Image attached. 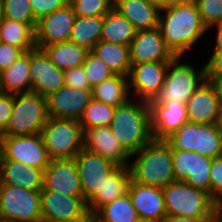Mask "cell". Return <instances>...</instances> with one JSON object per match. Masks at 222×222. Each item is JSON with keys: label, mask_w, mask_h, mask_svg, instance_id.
Here are the masks:
<instances>
[{"label": "cell", "mask_w": 222, "mask_h": 222, "mask_svg": "<svg viewBox=\"0 0 222 222\" xmlns=\"http://www.w3.org/2000/svg\"><path fill=\"white\" fill-rule=\"evenodd\" d=\"M158 28L166 46L181 57L207 32L195 0H182L161 9Z\"/></svg>", "instance_id": "6da1fadb"}, {"label": "cell", "mask_w": 222, "mask_h": 222, "mask_svg": "<svg viewBox=\"0 0 222 222\" xmlns=\"http://www.w3.org/2000/svg\"><path fill=\"white\" fill-rule=\"evenodd\" d=\"M132 99L116 107L109 125L115 137L130 155L138 152L153 139L149 104L138 100L137 97V101Z\"/></svg>", "instance_id": "7a4b0ae2"}, {"label": "cell", "mask_w": 222, "mask_h": 222, "mask_svg": "<svg viewBox=\"0 0 222 222\" xmlns=\"http://www.w3.org/2000/svg\"><path fill=\"white\" fill-rule=\"evenodd\" d=\"M134 156L136 160L128 165L132 181L160 188L175 181L172 151L163 140L152 139L130 158Z\"/></svg>", "instance_id": "3957f363"}, {"label": "cell", "mask_w": 222, "mask_h": 222, "mask_svg": "<svg viewBox=\"0 0 222 222\" xmlns=\"http://www.w3.org/2000/svg\"><path fill=\"white\" fill-rule=\"evenodd\" d=\"M162 189L166 216L215 218L219 204L206 191L184 181H173Z\"/></svg>", "instance_id": "277c9868"}, {"label": "cell", "mask_w": 222, "mask_h": 222, "mask_svg": "<svg viewBox=\"0 0 222 222\" xmlns=\"http://www.w3.org/2000/svg\"><path fill=\"white\" fill-rule=\"evenodd\" d=\"M48 118L46 97L36 92L13 94L12 114L2 136L41 134Z\"/></svg>", "instance_id": "5b68a950"}, {"label": "cell", "mask_w": 222, "mask_h": 222, "mask_svg": "<svg viewBox=\"0 0 222 222\" xmlns=\"http://www.w3.org/2000/svg\"><path fill=\"white\" fill-rule=\"evenodd\" d=\"M163 141L171 151H194L212 159L222 153V136L217 124L187 122Z\"/></svg>", "instance_id": "8992f818"}, {"label": "cell", "mask_w": 222, "mask_h": 222, "mask_svg": "<svg viewBox=\"0 0 222 222\" xmlns=\"http://www.w3.org/2000/svg\"><path fill=\"white\" fill-rule=\"evenodd\" d=\"M83 134L79 120L49 117L41 136L51 160L70 159L83 148Z\"/></svg>", "instance_id": "52a82bcc"}, {"label": "cell", "mask_w": 222, "mask_h": 222, "mask_svg": "<svg viewBox=\"0 0 222 222\" xmlns=\"http://www.w3.org/2000/svg\"><path fill=\"white\" fill-rule=\"evenodd\" d=\"M181 56H175L168 64L164 84L159 95L150 102L175 101L186 103L195 91L207 80L206 68L194 69L190 64L181 63Z\"/></svg>", "instance_id": "ba28073f"}, {"label": "cell", "mask_w": 222, "mask_h": 222, "mask_svg": "<svg viewBox=\"0 0 222 222\" xmlns=\"http://www.w3.org/2000/svg\"><path fill=\"white\" fill-rule=\"evenodd\" d=\"M0 218L10 222H42L40 191L0 184Z\"/></svg>", "instance_id": "9c48e42d"}, {"label": "cell", "mask_w": 222, "mask_h": 222, "mask_svg": "<svg viewBox=\"0 0 222 222\" xmlns=\"http://www.w3.org/2000/svg\"><path fill=\"white\" fill-rule=\"evenodd\" d=\"M42 222H91L83 196H66L55 191H40Z\"/></svg>", "instance_id": "30bf717a"}, {"label": "cell", "mask_w": 222, "mask_h": 222, "mask_svg": "<svg viewBox=\"0 0 222 222\" xmlns=\"http://www.w3.org/2000/svg\"><path fill=\"white\" fill-rule=\"evenodd\" d=\"M212 158L194 151H172L175 181H184L191 187L210 195V168Z\"/></svg>", "instance_id": "8fae6325"}, {"label": "cell", "mask_w": 222, "mask_h": 222, "mask_svg": "<svg viewBox=\"0 0 222 222\" xmlns=\"http://www.w3.org/2000/svg\"><path fill=\"white\" fill-rule=\"evenodd\" d=\"M4 159L44 170L51 161L41 134L3 136Z\"/></svg>", "instance_id": "7c38bea8"}, {"label": "cell", "mask_w": 222, "mask_h": 222, "mask_svg": "<svg viewBox=\"0 0 222 222\" xmlns=\"http://www.w3.org/2000/svg\"><path fill=\"white\" fill-rule=\"evenodd\" d=\"M83 197L88 201L118 167L102 156L82 148L74 157Z\"/></svg>", "instance_id": "4fadbf2b"}, {"label": "cell", "mask_w": 222, "mask_h": 222, "mask_svg": "<svg viewBox=\"0 0 222 222\" xmlns=\"http://www.w3.org/2000/svg\"><path fill=\"white\" fill-rule=\"evenodd\" d=\"M169 62H147L131 66L129 90L138 100L149 103L156 99L164 84ZM131 87H133L131 89Z\"/></svg>", "instance_id": "5bb4252c"}, {"label": "cell", "mask_w": 222, "mask_h": 222, "mask_svg": "<svg viewBox=\"0 0 222 222\" xmlns=\"http://www.w3.org/2000/svg\"><path fill=\"white\" fill-rule=\"evenodd\" d=\"M76 14L68 3L64 7L42 17L35 29L36 47L52 45L69 40Z\"/></svg>", "instance_id": "9a60e30c"}, {"label": "cell", "mask_w": 222, "mask_h": 222, "mask_svg": "<svg viewBox=\"0 0 222 222\" xmlns=\"http://www.w3.org/2000/svg\"><path fill=\"white\" fill-rule=\"evenodd\" d=\"M41 191H55L66 196H83L74 158L51 160L44 169Z\"/></svg>", "instance_id": "2e32d148"}, {"label": "cell", "mask_w": 222, "mask_h": 222, "mask_svg": "<svg viewBox=\"0 0 222 222\" xmlns=\"http://www.w3.org/2000/svg\"><path fill=\"white\" fill-rule=\"evenodd\" d=\"M32 92L44 97L64 86V72L57 68L42 48L30 50Z\"/></svg>", "instance_id": "e0dca14e"}, {"label": "cell", "mask_w": 222, "mask_h": 222, "mask_svg": "<svg viewBox=\"0 0 222 222\" xmlns=\"http://www.w3.org/2000/svg\"><path fill=\"white\" fill-rule=\"evenodd\" d=\"M92 99L91 90L64 85L46 97L48 115L53 118L80 120Z\"/></svg>", "instance_id": "ac0fdd59"}, {"label": "cell", "mask_w": 222, "mask_h": 222, "mask_svg": "<svg viewBox=\"0 0 222 222\" xmlns=\"http://www.w3.org/2000/svg\"><path fill=\"white\" fill-rule=\"evenodd\" d=\"M131 63L170 62L175 55L166 46L160 29L136 31L130 44Z\"/></svg>", "instance_id": "d6986e66"}, {"label": "cell", "mask_w": 222, "mask_h": 222, "mask_svg": "<svg viewBox=\"0 0 222 222\" xmlns=\"http://www.w3.org/2000/svg\"><path fill=\"white\" fill-rule=\"evenodd\" d=\"M83 148L94 152L118 166H128L131 155L122 147L110 126L85 128Z\"/></svg>", "instance_id": "ffe728a7"}, {"label": "cell", "mask_w": 222, "mask_h": 222, "mask_svg": "<svg viewBox=\"0 0 222 222\" xmlns=\"http://www.w3.org/2000/svg\"><path fill=\"white\" fill-rule=\"evenodd\" d=\"M153 139L163 140L189 122L186 103L149 102Z\"/></svg>", "instance_id": "44dd1931"}, {"label": "cell", "mask_w": 222, "mask_h": 222, "mask_svg": "<svg viewBox=\"0 0 222 222\" xmlns=\"http://www.w3.org/2000/svg\"><path fill=\"white\" fill-rule=\"evenodd\" d=\"M186 107L189 122L217 124L222 108L213 82L206 80L187 100Z\"/></svg>", "instance_id": "7402d4cb"}, {"label": "cell", "mask_w": 222, "mask_h": 222, "mask_svg": "<svg viewBox=\"0 0 222 222\" xmlns=\"http://www.w3.org/2000/svg\"><path fill=\"white\" fill-rule=\"evenodd\" d=\"M127 193L140 219L163 222L166 210L162 188L130 180Z\"/></svg>", "instance_id": "603a6c76"}, {"label": "cell", "mask_w": 222, "mask_h": 222, "mask_svg": "<svg viewBox=\"0 0 222 222\" xmlns=\"http://www.w3.org/2000/svg\"><path fill=\"white\" fill-rule=\"evenodd\" d=\"M131 173L128 166H118L105 180L102 186L87 201L91 217L104 205L122 197L128 192Z\"/></svg>", "instance_id": "cb8c5ba5"}, {"label": "cell", "mask_w": 222, "mask_h": 222, "mask_svg": "<svg viewBox=\"0 0 222 222\" xmlns=\"http://www.w3.org/2000/svg\"><path fill=\"white\" fill-rule=\"evenodd\" d=\"M44 170L27 166L13 160H3L0 170V184L23 187L28 190L41 191Z\"/></svg>", "instance_id": "d4e9b609"}, {"label": "cell", "mask_w": 222, "mask_h": 222, "mask_svg": "<svg viewBox=\"0 0 222 222\" xmlns=\"http://www.w3.org/2000/svg\"><path fill=\"white\" fill-rule=\"evenodd\" d=\"M136 31L158 27L160 9L148 0H121L113 6Z\"/></svg>", "instance_id": "484cf974"}, {"label": "cell", "mask_w": 222, "mask_h": 222, "mask_svg": "<svg viewBox=\"0 0 222 222\" xmlns=\"http://www.w3.org/2000/svg\"><path fill=\"white\" fill-rule=\"evenodd\" d=\"M0 92L8 94L32 92L30 50L21 55L9 68L0 72Z\"/></svg>", "instance_id": "4316f807"}, {"label": "cell", "mask_w": 222, "mask_h": 222, "mask_svg": "<svg viewBox=\"0 0 222 222\" xmlns=\"http://www.w3.org/2000/svg\"><path fill=\"white\" fill-rule=\"evenodd\" d=\"M114 74L128 77L131 70L130 46L107 41H98L91 50Z\"/></svg>", "instance_id": "83f0119b"}, {"label": "cell", "mask_w": 222, "mask_h": 222, "mask_svg": "<svg viewBox=\"0 0 222 222\" xmlns=\"http://www.w3.org/2000/svg\"><path fill=\"white\" fill-rule=\"evenodd\" d=\"M92 98L112 107L125 104L131 98L128 77L115 74L92 88Z\"/></svg>", "instance_id": "f1b7e54d"}, {"label": "cell", "mask_w": 222, "mask_h": 222, "mask_svg": "<svg viewBox=\"0 0 222 222\" xmlns=\"http://www.w3.org/2000/svg\"><path fill=\"white\" fill-rule=\"evenodd\" d=\"M42 49L48 55L50 61L62 71L81 66L89 52L85 47L78 46L69 40L43 46Z\"/></svg>", "instance_id": "f546056e"}, {"label": "cell", "mask_w": 222, "mask_h": 222, "mask_svg": "<svg viewBox=\"0 0 222 222\" xmlns=\"http://www.w3.org/2000/svg\"><path fill=\"white\" fill-rule=\"evenodd\" d=\"M135 34L133 25L115 9L104 15L100 40L130 46Z\"/></svg>", "instance_id": "4dcf8cb0"}, {"label": "cell", "mask_w": 222, "mask_h": 222, "mask_svg": "<svg viewBox=\"0 0 222 222\" xmlns=\"http://www.w3.org/2000/svg\"><path fill=\"white\" fill-rule=\"evenodd\" d=\"M104 16H77L70 32L69 41L91 51L100 41Z\"/></svg>", "instance_id": "1f68e13d"}, {"label": "cell", "mask_w": 222, "mask_h": 222, "mask_svg": "<svg viewBox=\"0 0 222 222\" xmlns=\"http://www.w3.org/2000/svg\"><path fill=\"white\" fill-rule=\"evenodd\" d=\"M0 41L27 52L36 47L35 30L28 23L4 18L0 22Z\"/></svg>", "instance_id": "d6a6232c"}, {"label": "cell", "mask_w": 222, "mask_h": 222, "mask_svg": "<svg viewBox=\"0 0 222 222\" xmlns=\"http://www.w3.org/2000/svg\"><path fill=\"white\" fill-rule=\"evenodd\" d=\"M139 216L126 193L102 206L92 217L91 222H137Z\"/></svg>", "instance_id": "836d02e7"}, {"label": "cell", "mask_w": 222, "mask_h": 222, "mask_svg": "<svg viewBox=\"0 0 222 222\" xmlns=\"http://www.w3.org/2000/svg\"><path fill=\"white\" fill-rule=\"evenodd\" d=\"M116 108L92 99L85 108L79 123L82 129L109 126Z\"/></svg>", "instance_id": "e575fe53"}, {"label": "cell", "mask_w": 222, "mask_h": 222, "mask_svg": "<svg viewBox=\"0 0 222 222\" xmlns=\"http://www.w3.org/2000/svg\"><path fill=\"white\" fill-rule=\"evenodd\" d=\"M4 18L28 23L34 30L37 20L34 18L30 0H3Z\"/></svg>", "instance_id": "d590c367"}, {"label": "cell", "mask_w": 222, "mask_h": 222, "mask_svg": "<svg viewBox=\"0 0 222 222\" xmlns=\"http://www.w3.org/2000/svg\"><path fill=\"white\" fill-rule=\"evenodd\" d=\"M86 77L88 78L91 88L95 87L103 80L114 76V72L94 53L89 51L85 61L82 64Z\"/></svg>", "instance_id": "8d00e7d4"}, {"label": "cell", "mask_w": 222, "mask_h": 222, "mask_svg": "<svg viewBox=\"0 0 222 222\" xmlns=\"http://www.w3.org/2000/svg\"><path fill=\"white\" fill-rule=\"evenodd\" d=\"M76 16H104L113 6L108 0H69Z\"/></svg>", "instance_id": "74e56055"}, {"label": "cell", "mask_w": 222, "mask_h": 222, "mask_svg": "<svg viewBox=\"0 0 222 222\" xmlns=\"http://www.w3.org/2000/svg\"><path fill=\"white\" fill-rule=\"evenodd\" d=\"M195 2L207 29L222 21V0H195Z\"/></svg>", "instance_id": "f35d334b"}, {"label": "cell", "mask_w": 222, "mask_h": 222, "mask_svg": "<svg viewBox=\"0 0 222 222\" xmlns=\"http://www.w3.org/2000/svg\"><path fill=\"white\" fill-rule=\"evenodd\" d=\"M210 196L222 203V157L212 159L210 168Z\"/></svg>", "instance_id": "ab89813d"}, {"label": "cell", "mask_w": 222, "mask_h": 222, "mask_svg": "<svg viewBox=\"0 0 222 222\" xmlns=\"http://www.w3.org/2000/svg\"><path fill=\"white\" fill-rule=\"evenodd\" d=\"M63 72L65 86L83 90H92L90 82L86 77V73L82 65L67 69Z\"/></svg>", "instance_id": "60d3db41"}, {"label": "cell", "mask_w": 222, "mask_h": 222, "mask_svg": "<svg viewBox=\"0 0 222 222\" xmlns=\"http://www.w3.org/2000/svg\"><path fill=\"white\" fill-rule=\"evenodd\" d=\"M68 3L69 0H30L33 15L37 21Z\"/></svg>", "instance_id": "b9f144b4"}, {"label": "cell", "mask_w": 222, "mask_h": 222, "mask_svg": "<svg viewBox=\"0 0 222 222\" xmlns=\"http://www.w3.org/2000/svg\"><path fill=\"white\" fill-rule=\"evenodd\" d=\"M25 52L16 46L0 43V72L9 68Z\"/></svg>", "instance_id": "7bdbcfd3"}, {"label": "cell", "mask_w": 222, "mask_h": 222, "mask_svg": "<svg viewBox=\"0 0 222 222\" xmlns=\"http://www.w3.org/2000/svg\"><path fill=\"white\" fill-rule=\"evenodd\" d=\"M205 64L207 80H222V50H214Z\"/></svg>", "instance_id": "ee69618b"}, {"label": "cell", "mask_w": 222, "mask_h": 222, "mask_svg": "<svg viewBox=\"0 0 222 222\" xmlns=\"http://www.w3.org/2000/svg\"><path fill=\"white\" fill-rule=\"evenodd\" d=\"M13 94L0 92V134L6 130L12 114Z\"/></svg>", "instance_id": "f6af8a7d"}, {"label": "cell", "mask_w": 222, "mask_h": 222, "mask_svg": "<svg viewBox=\"0 0 222 222\" xmlns=\"http://www.w3.org/2000/svg\"><path fill=\"white\" fill-rule=\"evenodd\" d=\"M163 222H215V218H187L177 216H166Z\"/></svg>", "instance_id": "bcb514c9"}, {"label": "cell", "mask_w": 222, "mask_h": 222, "mask_svg": "<svg viewBox=\"0 0 222 222\" xmlns=\"http://www.w3.org/2000/svg\"><path fill=\"white\" fill-rule=\"evenodd\" d=\"M213 27H216V44H215V49L214 50H222V21L211 26L210 28L207 29V32L210 31Z\"/></svg>", "instance_id": "7dc6e473"}, {"label": "cell", "mask_w": 222, "mask_h": 222, "mask_svg": "<svg viewBox=\"0 0 222 222\" xmlns=\"http://www.w3.org/2000/svg\"><path fill=\"white\" fill-rule=\"evenodd\" d=\"M148 1L157 6L161 10L166 7L174 6L182 0H148Z\"/></svg>", "instance_id": "c3c4849f"}, {"label": "cell", "mask_w": 222, "mask_h": 222, "mask_svg": "<svg viewBox=\"0 0 222 222\" xmlns=\"http://www.w3.org/2000/svg\"><path fill=\"white\" fill-rule=\"evenodd\" d=\"M207 81L213 82V84L215 85L217 92H218L220 105L222 108V80H207Z\"/></svg>", "instance_id": "681fc988"}, {"label": "cell", "mask_w": 222, "mask_h": 222, "mask_svg": "<svg viewBox=\"0 0 222 222\" xmlns=\"http://www.w3.org/2000/svg\"><path fill=\"white\" fill-rule=\"evenodd\" d=\"M4 159V142H3V136L0 134V170H1V165L3 163Z\"/></svg>", "instance_id": "f907efd6"}, {"label": "cell", "mask_w": 222, "mask_h": 222, "mask_svg": "<svg viewBox=\"0 0 222 222\" xmlns=\"http://www.w3.org/2000/svg\"><path fill=\"white\" fill-rule=\"evenodd\" d=\"M215 222H222V203L218 205L215 215Z\"/></svg>", "instance_id": "816d5d0a"}, {"label": "cell", "mask_w": 222, "mask_h": 222, "mask_svg": "<svg viewBox=\"0 0 222 222\" xmlns=\"http://www.w3.org/2000/svg\"><path fill=\"white\" fill-rule=\"evenodd\" d=\"M217 127H218L220 135L222 136V109H221V112L217 121Z\"/></svg>", "instance_id": "f5cc1de1"}, {"label": "cell", "mask_w": 222, "mask_h": 222, "mask_svg": "<svg viewBox=\"0 0 222 222\" xmlns=\"http://www.w3.org/2000/svg\"><path fill=\"white\" fill-rule=\"evenodd\" d=\"M4 19L3 0H0V22Z\"/></svg>", "instance_id": "db71d44e"}, {"label": "cell", "mask_w": 222, "mask_h": 222, "mask_svg": "<svg viewBox=\"0 0 222 222\" xmlns=\"http://www.w3.org/2000/svg\"><path fill=\"white\" fill-rule=\"evenodd\" d=\"M108 1L112 6H114L115 4H117L121 0H108Z\"/></svg>", "instance_id": "11a10c76"}, {"label": "cell", "mask_w": 222, "mask_h": 222, "mask_svg": "<svg viewBox=\"0 0 222 222\" xmlns=\"http://www.w3.org/2000/svg\"><path fill=\"white\" fill-rule=\"evenodd\" d=\"M137 222H155V221H150V220H142V219H139Z\"/></svg>", "instance_id": "9f6ffc18"}, {"label": "cell", "mask_w": 222, "mask_h": 222, "mask_svg": "<svg viewBox=\"0 0 222 222\" xmlns=\"http://www.w3.org/2000/svg\"><path fill=\"white\" fill-rule=\"evenodd\" d=\"M0 222H10V221H7V220H4V219L0 218Z\"/></svg>", "instance_id": "6f0895ef"}]
</instances>
